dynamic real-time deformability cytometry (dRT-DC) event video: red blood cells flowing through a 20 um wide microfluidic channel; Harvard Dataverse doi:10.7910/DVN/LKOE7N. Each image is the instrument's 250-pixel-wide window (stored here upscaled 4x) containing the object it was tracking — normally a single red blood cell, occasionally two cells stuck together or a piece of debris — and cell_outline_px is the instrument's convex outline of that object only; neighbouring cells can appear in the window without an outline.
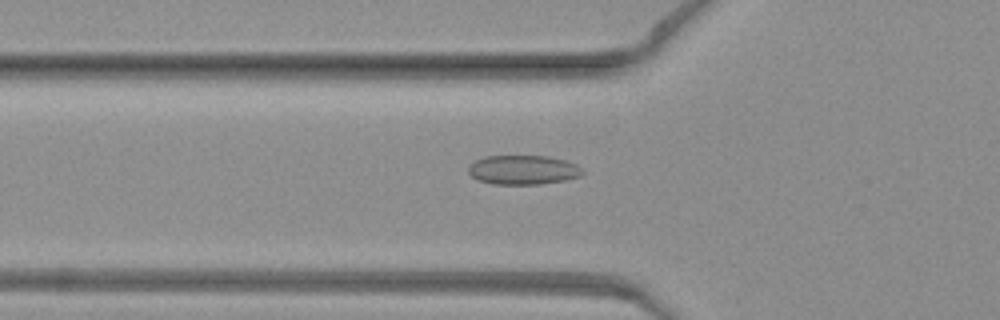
{"species": "common noctule bat (a hibernating species)", "species_latin": "Nyctalus noctula", "temperature_condition": "warm", "stored_images_in_passage": 47, "camera_frame_rate_fps": 3000, "um_per_image_px": 0.085, "animal": {"sex": "female", "body_mass_g": 19.3, "forearm_length_mm": 54.1}, "frame": {"image": 1, "passage_image": 15, "time_ms": 4.667, "image_size_px": [1000, 320], "cell_outline_px": [[584, 172], [580, 176], [564, 180], [540, 184], [492, 184], [480, 180], [472, 176], [468, 172], [468, 168], [476, 160], [484, 156], [548, 156], [564, 160], [576, 164]], "centroid_in_image_um": [44.46, 14.44], "position_along_channel_um": 81.3, "area_um2": 19.31}}
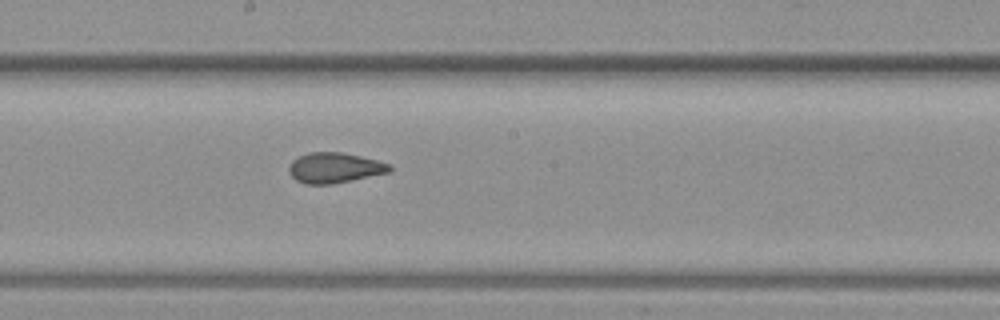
{"frame": {"image": 2, "passage_image": 25, "time_ms": 8.0, "image_size_px": [1000, 320], "cell_outline_px": [[392, 172], [332, 184], [304, 184], [296, 180], [288, 172], [288, 164], [292, 160], [308, 152], [340, 152], [360, 156], [392, 164]], "centroid_in_image_um": [28.44, 14.27], "position_along_channel_um": 219.8, "area_um2": 17.98}}
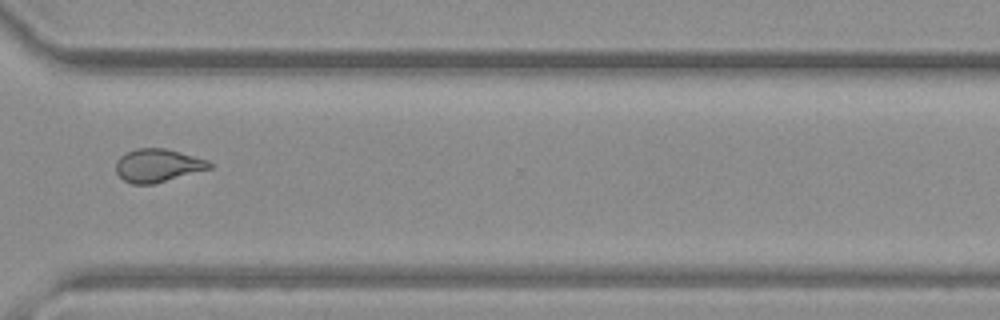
{"frame": {"image": 3, "passage_image": 35, "time_ms": 11.333, "image_size_px": [1000, 320], "cell_outline_px": [[212, 168], [152, 184], [132, 184], [124, 180], [116, 172], [116, 160], [120, 156], [136, 148], [164, 148], [208, 160], [212, 164]], "centroid_in_image_um": [13.39, 14.06], "position_along_channel_um": 357.2, "area_um2": 17.86}}